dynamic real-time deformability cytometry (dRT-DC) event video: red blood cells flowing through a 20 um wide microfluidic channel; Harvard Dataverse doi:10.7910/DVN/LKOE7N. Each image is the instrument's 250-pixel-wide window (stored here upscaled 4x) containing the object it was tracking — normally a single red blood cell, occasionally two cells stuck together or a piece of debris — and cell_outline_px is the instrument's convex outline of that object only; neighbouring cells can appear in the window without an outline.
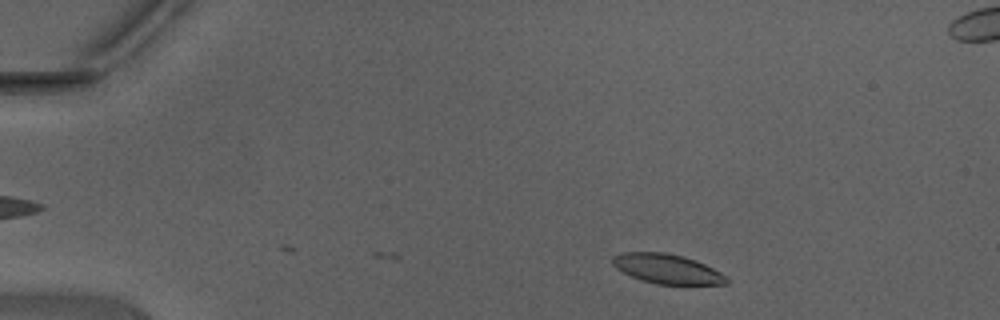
{"species": "Egyptian fruit bat (a non-hibernating species)", "species_latin": "Rousettus aegyptiacus", "temperature_condition": "warm", "stored_images_in_passage": 36, "camera_frame_rate_fps": 3000, "um_per_image_px": 0.085, "animal": {"sex": "male"}, "frame": {"image": 1, "passage_image": 1, "time_ms": 0.0, "image_size_px": [1000, 320], "cell_outline_px": [[728, 284], [656, 284], [632, 276], [616, 268], [612, 264], [612, 256], [624, 252], [664, 252], [684, 256], [704, 264], [720, 272], [728, 280]], "centroid_in_image_um": [56.68, 22.84], "position_along_channel_um": 28.3, "area_um2": 19.36}}
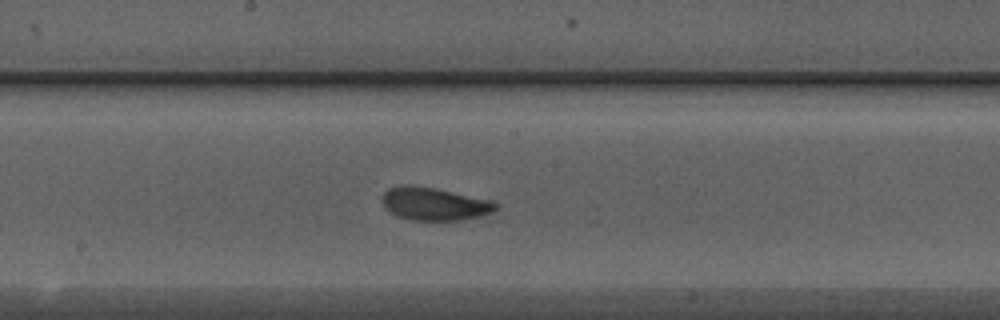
{"frame": {"image": 2, "passage_image": 19, "time_ms": 6.0, "image_size_px": [1000, 320], "cell_outline_px": [[496, 208], [492, 212], [460, 220], [412, 220], [396, 216], [384, 208], [384, 192], [388, 188], [400, 184], [412, 184], [436, 188], [492, 200], [496, 204]], "centroid_in_image_um": [36.87, 17.31], "position_along_channel_um": 211.3, "area_um2": 21.73}}
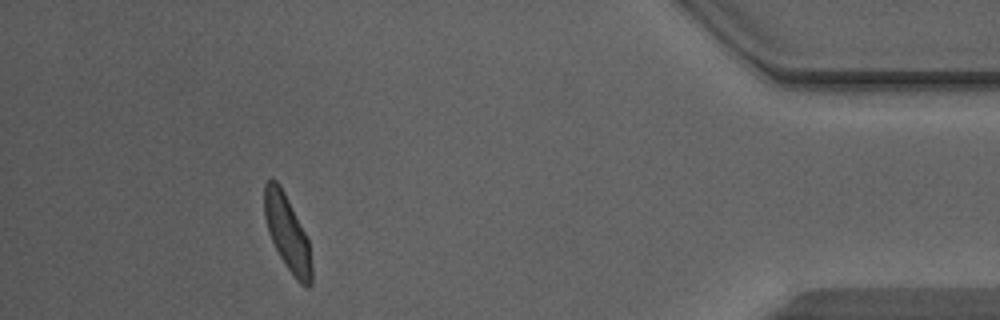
{"frame": {"image": 3, "passage_image": 36, "time_ms": 11.667, "image_size_px": [1000, 320], "cell_outline_px": [[312, 284], [308, 288], [300, 284], [296, 280], [280, 256], [268, 232], [264, 216], [264, 184], [272, 176], [280, 184], [308, 240], [312, 264]], "centroid_in_image_um": [24.41, 19.8], "position_along_channel_um": 410.8, "area_um2": 20.58}, "authors_computed_cell_mechanics": {"area_um2": 20.8947, "velocity_mm_per_s": 4.4218, "shape_relaxation_time_tau1_ms": 2.8044, "shape_relaxation_time_tau2_ms": 1.737, "deformation_change_tau1": 0.1333, "deformation_change_tau2": 0.0907}}